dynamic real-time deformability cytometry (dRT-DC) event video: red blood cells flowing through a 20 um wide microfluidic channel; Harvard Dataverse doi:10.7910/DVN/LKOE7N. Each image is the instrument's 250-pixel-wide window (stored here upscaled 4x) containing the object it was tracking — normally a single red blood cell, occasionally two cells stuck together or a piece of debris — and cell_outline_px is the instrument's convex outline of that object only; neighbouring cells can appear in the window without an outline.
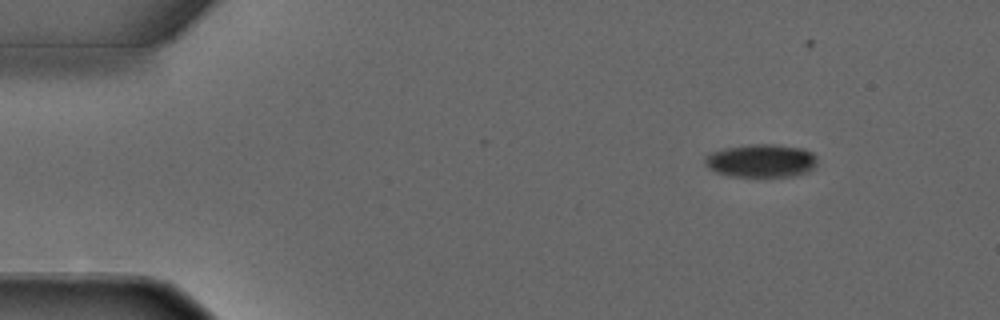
{"species": "common noctule bat (a hibernating species)", "species_latin": "Nyctalus noctula", "temperature_condition": "warm", "stored_images_in_passage": 3, "segment_of_instrument_passage": [1, 2], "camera_frame_rate_fps": 3000, "um_per_image_px": 0.085, "animal": {"sex": "male", "forearm_length_mm": 52.5}, "frame": {"image": 1, "passage_image": 1, "time_ms": 0.0, "image_size_px": [1000, 320], "cell_outline_px": [[816, 168], [808, 172], [796, 176], [728, 176], [716, 172], [708, 168], [704, 164], [704, 156], [712, 152], [724, 148], [748, 144], [776, 144], [804, 148], [812, 152], [816, 156]], "centroid_in_image_um": [64.71, 13.66], "position_along_channel_um": 20.3, "area_um2": 22.08}}